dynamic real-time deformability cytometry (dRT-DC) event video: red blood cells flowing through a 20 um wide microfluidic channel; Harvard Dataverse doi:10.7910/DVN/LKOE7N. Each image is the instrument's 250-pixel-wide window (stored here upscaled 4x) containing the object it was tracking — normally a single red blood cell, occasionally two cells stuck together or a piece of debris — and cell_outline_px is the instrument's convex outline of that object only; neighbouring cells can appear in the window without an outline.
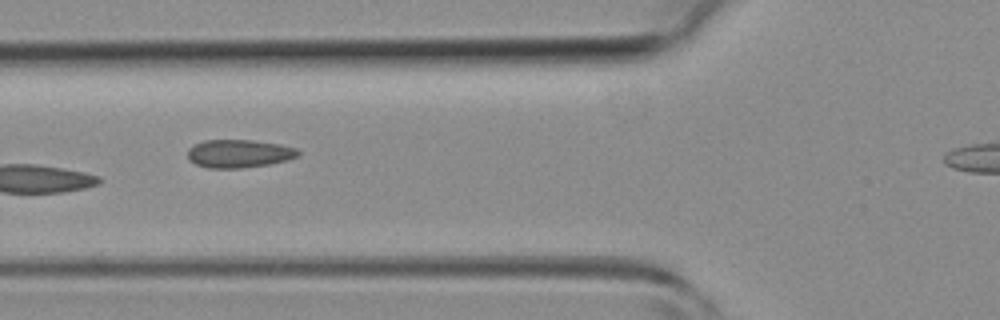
{"species": "common noctule bat (a hibernating species)", "species_latin": "Nyctalus noctula", "temperature_condition": "room temperature", "stored_images_in_passage": 5, "camera_frame_rate_fps": 3000, "um_per_image_px": 0.085, "animal": {"sex": "female", "body_mass_g": 19.3, "forearm_length_mm": 54.1}, "frame": {"image": 1, "passage_image": 5, "time_ms": 5.333, "image_size_px": [1000, 320], "cell_outline_px": [[300, 152], [296, 156], [288, 160], [268, 164], [240, 168], [208, 168], [196, 164], [188, 160], [188, 148], [204, 140], [252, 140], [280, 144], [296, 148]], "centroid_in_image_um": [20.29, 13.05], "position_along_channel_um": 105.5, "area_um2": 18.03}}